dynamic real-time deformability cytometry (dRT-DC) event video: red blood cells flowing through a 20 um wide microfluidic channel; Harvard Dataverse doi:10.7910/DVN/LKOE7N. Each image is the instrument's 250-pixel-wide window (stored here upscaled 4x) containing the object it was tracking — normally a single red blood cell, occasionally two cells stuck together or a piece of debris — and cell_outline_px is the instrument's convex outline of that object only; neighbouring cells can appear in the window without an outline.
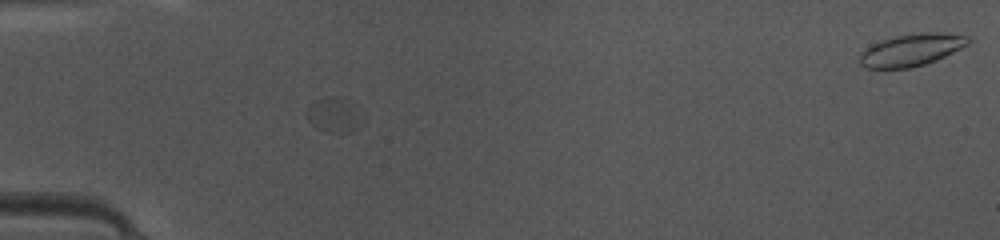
{"species": "common noctule bat (a hibernating species)", "species_latin": "Nyctalus noctula", "temperature_condition": "warm", "stored_images_in_passage": 24, "camera_frame_rate_fps": 3000, "um_per_image_px": 0.085, "animal": {"sex": "female", "body_mass_g": 10.0, "forearm_length_mm": 53.1}, "frame": {"image": 1, "passage_image": 2, "time_ms": 0.333, "image_size_px": [1000, 240], "cell_outline_px": [[364, 116], [356, 128], [352, 132], [328, 132], [312, 124], [308, 120], [304, 112], [308, 104], [324, 96], [340, 96], [360, 104]], "centroid_in_image_um": [28.45, 9.7], "position_along_channel_um": 56.6, "area_um2": 11.96}}
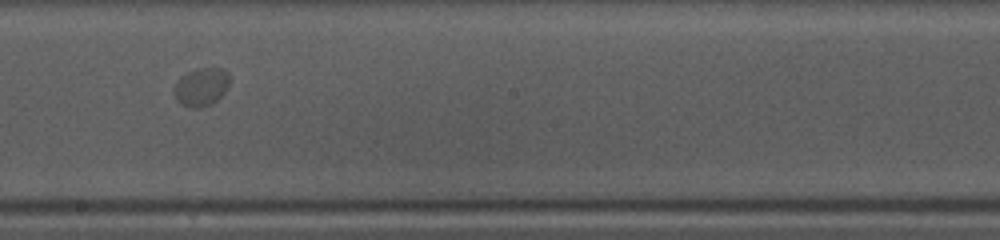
{"frame": {"image": 2, "passage_image": 15, "time_ms": 4.667, "image_size_px": [1000, 240], "cell_outline_px": [[228, 84], [224, 92], [212, 104], [200, 108], [188, 108], [180, 104], [172, 92], [180, 76], [196, 68], [224, 68], [228, 72]], "centroid_in_image_um": [17.08, 7.4], "position_along_channel_um": 231.1, "area_um2": 12.43}}
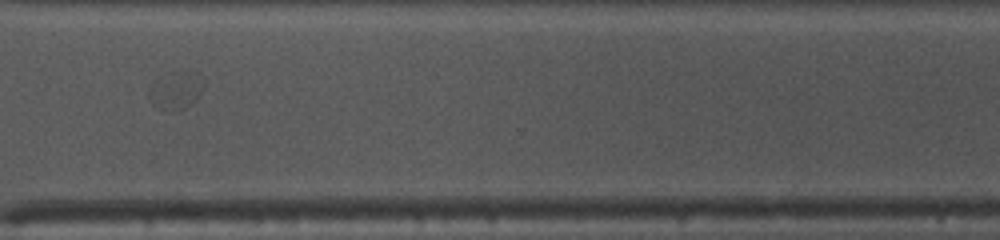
{"frame": {"image": 3, "passage_image": 24, "time_ms": 7.667, "image_size_px": [1000, 240], "cell_outline_px": [[204, 88], [196, 100], [192, 104], [184, 108], [172, 112], [168, 112], [152, 100], [148, 92], [168, 72], [184, 72], [204, 84]], "centroid_in_image_um": [14.97, 7.76], "position_along_channel_um": 355.6, "area_um2": 10.87}}